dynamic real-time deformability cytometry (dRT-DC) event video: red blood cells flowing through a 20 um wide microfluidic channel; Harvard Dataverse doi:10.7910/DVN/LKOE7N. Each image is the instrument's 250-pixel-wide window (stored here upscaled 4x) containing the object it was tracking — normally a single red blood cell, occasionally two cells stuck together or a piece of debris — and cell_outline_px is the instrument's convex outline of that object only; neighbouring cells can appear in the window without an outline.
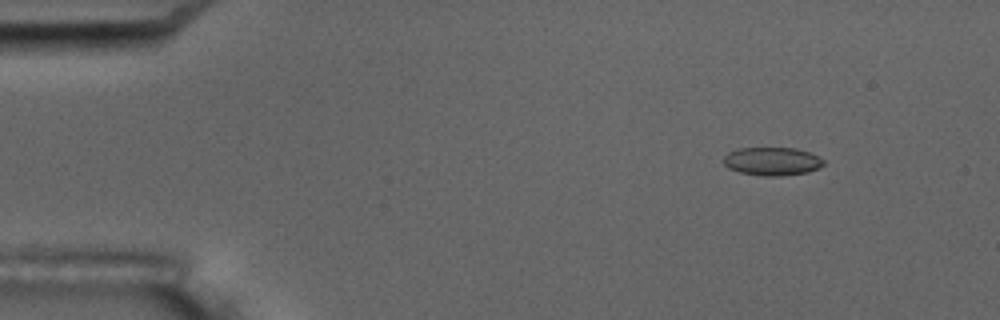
{"species": "common noctule bat (a hibernating species)", "species_latin": "Nyctalus noctula", "temperature_condition": "room temperature", "stored_images_in_passage": 6, "camera_frame_rate_fps": 3000, "um_per_image_px": 0.085, "animal": {"sex": "male", "body_mass_g": 17.5, "forearm_length_mm": 52.3}, "frame": {"image": 1, "passage_image": 2, "time_ms": 1.333, "image_size_px": [1000, 320], "cell_outline_px": [[824, 164], [820, 168], [808, 172], [780, 176], [764, 176], [740, 172], [728, 168], [724, 164], [724, 156], [728, 152], [736, 148], [796, 148], [808, 152], [824, 160]], "centroid_in_image_um": [65.62, 13.71], "position_along_channel_um": 19.4, "area_um2": 16.47}}